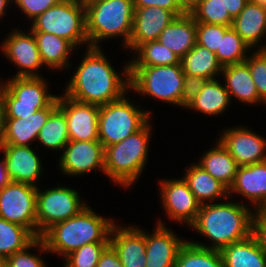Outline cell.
<instances>
[{"mask_svg": "<svg viewBox=\"0 0 266 267\" xmlns=\"http://www.w3.org/2000/svg\"><path fill=\"white\" fill-rule=\"evenodd\" d=\"M83 60L70 79L64 94L76 101L105 105L127 94L130 88L129 62L118 74L101 47H88ZM123 78V79H122Z\"/></svg>", "mask_w": 266, "mask_h": 267, "instance_id": "cell-1", "label": "cell"}, {"mask_svg": "<svg viewBox=\"0 0 266 267\" xmlns=\"http://www.w3.org/2000/svg\"><path fill=\"white\" fill-rule=\"evenodd\" d=\"M254 214L240 202L205 203L200 206L196 220L190 227L207 237L212 244L191 243L221 251L232 243L243 241L252 235Z\"/></svg>", "mask_w": 266, "mask_h": 267, "instance_id": "cell-2", "label": "cell"}, {"mask_svg": "<svg viewBox=\"0 0 266 267\" xmlns=\"http://www.w3.org/2000/svg\"><path fill=\"white\" fill-rule=\"evenodd\" d=\"M115 224L113 219L97 215L86 206L77 215L52 225L40 238L48 253L64 255L65 258L88 243H110V233Z\"/></svg>", "mask_w": 266, "mask_h": 267, "instance_id": "cell-3", "label": "cell"}, {"mask_svg": "<svg viewBox=\"0 0 266 267\" xmlns=\"http://www.w3.org/2000/svg\"><path fill=\"white\" fill-rule=\"evenodd\" d=\"M151 128L149 120L121 142L105 147V175L114 183L129 188L138 180L147 163Z\"/></svg>", "mask_w": 266, "mask_h": 267, "instance_id": "cell-4", "label": "cell"}, {"mask_svg": "<svg viewBox=\"0 0 266 267\" xmlns=\"http://www.w3.org/2000/svg\"><path fill=\"white\" fill-rule=\"evenodd\" d=\"M89 47H100L101 40L123 37L129 43L135 13L133 0H84Z\"/></svg>", "mask_w": 266, "mask_h": 267, "instance_id": "cell-5", "label": "cell"}, {"mask_svg": "<svg viewBox=\"0 0 266 267\" xmlns=\"http://www.w3.org/2000/svg\"><path fill=\"white\" fill-rule=\"evenodd\" d=\"M184 76L181 63L162 66H129V89L164 103L181 106Z\"/></svg>", "mask_w": 266, "mask_h": 267, "instance_id": "cell-6", "label": "cell"}, {"mask_svg": "<svg viewBox=\"0 0 266 267\" xmlns=\"http://www.w3.org/2000/svg\"><path fill=\"white\" fill-rule=\"evenodd\" d=\"M32 32H46L65 38L75 47L87 43L84 0H61L32 20Z\"/></svg>", "mask_w": 266, "mask_h": 267, "instance_id": "cell-7", "label": "cell"}, {"mask_svg": "<svg viewBox=\"0 0 266 267\" xmlns=\"http://www.w3.org/2000/svg\"><path fill=\"white\" fill-rule=\"evenodd\" d=\"M9 80L0 83L4 118L18 119L32 115L47 108L57 98V95L49 94L43 77L14 76Z\"/></svg>", "mask_w": 266, "mask_h": 267, "instance_id": "cell-8", "label": "cell"}, {"mask_svg": "<svg viewBox=\"0 0 266 267\" xmlns=\"http://www.w3.org/2000/svg\"><path fill=\"white\" fill-rule=\"evenodd\" d=\"M125 95L99 106V141L104 148L121 142L150 120V111L140 110Z\"/></svg>", "mask_w": 266, "mask_h": 267, "instance_id": "cell-9", "label": "cell"}, {"mask_svg": "<svg viewBox=\"0 0 266 267\" xmlns=\"http://www.w3.org/2000/svg\"><path fill=\"white\" fill-rule=\"evenodd\" d=\"M87 206L83 203L78 192L67 186L40 191L37 189L36 196V221L37 238L52 225L65 221L77 215Z\"/></svg>", "mask_w": 266, "mask_h": 267, "instance_id": "cell-10", "label": "cell"}, {"mask_svg": "<svg viewBox=\"0 0 266 267\" xmlns=\"http://www.w3.org/2000/svg\"><path fill=\"white\" fill-rule=\"evenodd\" d=\"M37 189L36 186L15 181L0 188V218L26 227L36 237Z\"/></svg>", "mask_w": 266, "mask_h": 267, "instance_id": "cell-11", "label": "cell"}, {"mask_svg": "<svg viewBox=\"0 0 266 267\" xmlns=\"http://www.w3.org/2000/svg\"><path fill=\"white\" fill-rule=\"evenodd\" d=\"M29 32V34H26L16 28L10 32L7 39L0 46L3 55L21 69H19L15 77H42L35 72L43 66V62L36 38L31 30Z\"/></svg>", "mask_w": 266, "mask_h": 267, "instance_id": "cell-12", "label": "cell"}, {"mask_svg": "<svg viewBox=\"0 0 266 267\" xmlns=\"http://www.w3.org/2000/svg\"><path fill=\"white\" fill-rule=\"evenodd\" d=\"M62 96H58V107L65 114L69 140H99V106Z\"/></svg>", "mask_w": 266, "mask_h": 267, "instance_id": "cell-13", "label": "cell"}, {"mask_svg": "<svg viewBox=\"0 0 266 267\" xmlns=\"http://www.w3.org/2000/svg\"><path fill=\"white\" fill-rule=\"evenodd\" d=\"M105 148L99 140L72 141L63 149L59 168L68 176H76L99 169L104 170Z\"/></svg>", "mask_w": 266, "mask_h": 267, "instance_id": "cell-14", "label": "cell"}, {"mask_svg": "<svg viewBox=\"0 0 266 267\" xmlns=\"http://www.w3.org/2000/svg\"><path fill=\"white\" fill-rule=\"evenodd\" d=\"M161 201L168 217L190 226L200 210L201 204L192 194L184 179L160 181Z\"/></svg>", "mask_w": 266, "mask_h": 267, "instance_id": "cell-15", "label": "cell"}, {"mask_svg": "<svg viewBox=\"0 0 266 267\" xmlns=\"http://www.w3.org/2000/svg\"><path fill=\"white\" fill-rule=\"evenodd\" d=\"M219 139L239 166L266 161L265 138L246 127L229 128Z\"/></svg>", "mask_w": 266, "mask_h": 267, "instance_id": "cell-16", "label": "cell"}, {"mask_svg": "<svg viewBox=\"0 0 266 267\" xmlns=\"http://www.w3.org/2000/svg\"><path fill=\"white\" fill-rule=\"evenodd\" d=\"M134 8L132 32L125 47L133 51L143 43L157 41L161 32L177 17L172 11L158 6Z\"/></svg>", "mask_w": 266, "mask_h": 267, "instance_id": "cell-17", "label": "cell"}, {"mask_svg": "<svg viewBox=\"0 0 266 267\" xmlns=\"http://www.w3.org/2000/svg\"><path fill=\"white\" fill-rule=\"evenodd\" d=\"M58 107L57 98L44 109L24 118H4L3 134L0 145L30 146L37 140L40 129L45 125L49 115Z\"/></svg>", "mask_w": 266, "mask_h": 267, "instance_id": "cell-18", "label": "cell"}, {"mask_svg": "<svg viewBox=\"0 0 266 267\" xmlns=\"http://www.w3.org/2000/svg\"><path fill=\"white\" fill-rule=\"evenodd\" d=\"M0 151L4 153L5 167L11 181L37 187L42 164L31 146L0 145Z\"/></svg>", "mask_w": 266, "mask_h": 267, "instance_id": "cell-19", "label": "cell"}, {"mask_svg": "<svg viewBox=\"0 0 266 267\" xmlns=\"http://www.w3.org/2000/svg\"><path fill=\"white\" fill-rule=\"evenodd\" d=\"M110 246L117 253L123 267H146V237L136 227L114 225L110 233Z\"/></svg>", "mask_w": 266, "mask_h": 267, "instance_id": "cell-20", "label": "cell"}, {"mask_svg": "<svg viewBox=\"0 0 266 267\" xmlns=\"http://www.w3.org/2000/svg\"><path fill=\"white\" fill-rule=\"evenodd\" d=\"M153 233H146V267H175L180 247L185 243L161 221Z\"/></svg>", "mask_w": 266, "mask_h": 267, "instance_id": "cell-21", "label": "cell"}, {"mask_svg": "<svg viewBox=\"0 0 266 267\" xmlns=\"http://www.w3.org/2000/svg\"><path fill=\"white\" fill-rule=\"evenodd\" d=\"M232 192L247 198L256 207L254 212L258 210L266 202V161L239 166L229 197Z\"/></svg>", "mask_w": 266, "mask_h": 267, "instance_id": "cell-22", "label": "cell"}, {"mask_svg": "<svg viewBox=\"0 0 266 267\" xmlns=\"http://www.w3.org/2000/svg\"><path fill=\"white\" fill-rule=\"evenodd\" d=\"M158 41L181 59L197 43L196 21L190 13L177 16L161 32Z\"/></svg>", "mask_w": 266, "mask_h": 267, "instance_id": "cell-23", "label": "cell"}, {"mask_svg": "<svg viewBox=\"0 0 266 267\" xmlns=\"http://www.w3.org/2000/svg\"><path fill=\"white\" fill-rule=\"evenodd\" d=\"M231 27L250 48L255 47L259 40L266 36V8L249 0L239 15L233 19Z\"/></svg>", "mask_w": 266, "mask_h": 267, "instance_id": "cell-24", "label": "cell"}, {"mask_svg": "<svg viewBox=\"0 0 266 267\" xmlns=\"http://www.w3.org/2000/svg\"><path fill=\"white\" fill-rule=\"evenodd\" d=\"M221 73L226 79L224 85L231 99L234 96L243 103L265 104L257 93L249 66L245 62L223 66Z\"/></svg>", "mask_w": 266, "mask_h": 267, "instance_id": "cell-25", "label": "cell"}, {"mask_svg": "<svg viewBox=\"0 0 266 267\" xmlns=\"http://www.w3.org/2000/svg\"><path fill=\"white\" fill-rule=\"evenodd\" d=\"M186 170L183 179L201 205L208 200L215 201L229 197L228 188L199 164H193Z\"/></svg>", "mask_w": 266, "mask_h": 267, "instance_id": "cell-26", "label": "cell"}, {"mask_svg": "<svg viewBox=\"0 0 266 267\" xmlns=\"http://www.w3.org/2000/svg\"><path fill=\"white\" fill-rule=\"evenodd\" d=\"M220 252L223 267H266V255L252 235L224 247Z\"/></svg>", "mask_w": 266, "mask_h": 267, "instance_id": "cell-27", "label": "cell"}, {"mask_svg": "<svg viewBox=\"0 0 266 267\" xmlns=\"http://www.w3.org/2000/svg\"><path fill=\"white\" fill-rule=\"evenodd\" d=\"M43 65L51 69L71 67L68 64L70 52L76 48L65 38L46 32H33ZM68 59V60H67Z\"/></svg>", "mask_w": 266, "mask_h": 267, "instance_id": "cell-28", "label": "cell"}, {"mask_svg": "<svg viewBox=\"0 0 266 267\" xmlns=\"http://www.w3.org/2000/svg\"><path fill=\"white\" fill-rule=\"evenodd\" d=\"M215 146L205 152L198 164L229 189L239 165L220 141H217Z\"/></svg>", "mask_w": 266, "mask_h": 267, "instance_id": "cell-29", "label": "cell"}, {"mask_svg": "<svg viewBox=\"0 0 266 267\" xmlns=\"http://www.w3.org/2000/svg\"><path fill=\"white\" fill-rule=\"evenodd\" d=\"M180 63L184 74L207 80L216 79V75L222 71L216 54L198 43L180 59Z\"/></svg>", "mask_w": 266, "mask_h": 267, "instance_id": "cell-30", "label": "cell"}, {"mask_svg": "<svg viewBox=\"0 0 266 267\" xmlns=\"http://www.w3.org/2000/svg\"><path fill=\"white\" fill-rule=\"evenodd\" d=\"M231 98L225 85L218 80H207L195 99L186 107L206 115H220L231 104Z\"/></svg>", "mask_w": 266, "mask_h": 267, "instance_id": "cell-31", "label": "cell"}, {"mask_svg": "<svg viewBox=\"0 0 266 267\" xmlns=\"http://www.w3.org/2000/svg\"><path fill=\"white\" fill-rule=\"evenodd\" d=\"M37 237L26 227L0 218V256L8 258L30 246Z\"/></svg>", "mask_w": 266, "mask_h": 267, "instance_id": "cell-32", "label": "cell"}, {"mask_svg": "<svg viewBox=\"0 0 266 267\" xmlns=\"http://www.w3.org/2000/svg\"><path fill=\"white\" fill-rule=\"evenodd\" d=\"M175 267H223V258L218 250L203 248L185 240L178 251Z\"/></svg>", "mask_w": 266, "mask_h": 267, "instance_id": "cell-33", "label": "cell"}, {"mask_svg": "<svg viewBox=\"0 0 266 267\" xmlns=\"http://www.w3.org/2000/svg\"><path fill=\"white\" fill-rule=\"evenodd\" d=\"M37 140L48 149L62 151L67 145L69 134L64 112L57 107L40 129ZM62 149V150H61Z\"/></svg>", "mask_w": 266, "mask_h": 267, "instance_id": "cell-34", "label": "cell"}, {"mask_svg": "<svg viewBox=\"0 0 266 267\" xmlns=\"http://www.w3.org/2000/svg\"><path fill=\"white\" fill-rule=\"evenodd\" d=\"M135 52L136 60L129 61V66H162L180 64V58L158 40L141 44Z\"/></svg>", "mask_w": 266, "mask_h": 267, "instance_id": "cell-35", "label": "cell"}, {"mask_svg": "<svg viewBox=\"0 0 266 267\" xmlns=\"http://www.w3.org/2000/svg\"><path fill=\"white\" fill-rule=\"evenodd\" d=\"M250 46L230 27L221 37L220 48L216 52L218 62L223 66L243 63Z\"/></svg>", "mask_w": 266, "mask_h": 267, "instance_id": "cell-36", "label": "cell"}, {"mask_svg": "<svg viewBox=\"0 0 266 267\" xmlns=\"http://www.w3.org/2000/svg\"><path fill=\"white\" fill-rule=\"evenodd\" d=\"M190 14L196 22L231 27L233 18L230 16L223 0H200Z\"/></svg>", "mask_w": 266, "mask_h": 267, "instance_id": "cell-37", "label": "cell"}, {"mask_svg": "<svg viewBox=\"0 0 266 267\" xmlns=\"http://www.w3.org/2000/svg\"><path fill=\"white\" fill-rule=\"evenodd\" d=\"M110 243H88L71 252L65 259V267H97L104 250Z\"/></svg>", "mask_w": 266, "mask_h": 267, "instance_id": "cell-38", "label": "cell"}, {"mask_svg": "<svg viewBox=\"0 0 266 267\" xmlns=\"http://www.w3.org/2000/svg\"><path fill=\"white\" fill-rule=\"evenodd\" d=\"M244 62L249 66L259 97L266 104V50L257 49Z\"/></svg>", "mask_w": 266, "mask_h": 267, "instance_id": "cell-39", "label": "cell"}, {"mask_svg": "<svg viewBox=\"0 0 266 267\" xmlns=\"http://www.w3.org/2000/svg\"><path fill=\"white\" fill-rule=\"evenodd\" d=\"M33 247L41 253L48 252L45 243L39 237L37 238L30 246L25 248L22 251L15 252L13 255H10L6 259V266L7 267H46L43 259L36 256V254L29 253V249ZM39 248V249H38Z\"/></svg>", "mask_w": 266, "mask_h": 267, "instance_id": "cell-40", "label": "cell"}, {"mask_svg": "<svg viewBox=\"0 0 266 267\" xmlns=\"http://www.w3.org/2000/svg\"><path fill=\"white\" fill-rule=\"evenodd\" d=\"M229 26L196 22L197 43L215 53L220 48L221 37Z\"/></svg>", "mask_w": 266, "mask_h": 267, "instance_id": "cell-41", "label": "cell"}, {"mask_svg": "<svg viewBox=\"0 0 266 267\" xmlns=\"http://www.w3.org/2000/svg\"><path fill=\"white\" fill-rule=\"evenodd\" d=\"M20 11L30 20L44 13L48 8L55 6L61 0H12Z\"/></svg>", "mask_w": 266, "mask_h": 267, "instance_id": "cell-42", "label": "cell"}, {"mask_svg": "<svg viewBox=\"0 0 266 267\" xmlns=\"http://www.w3.org/2000/svg\"><path fill=\"white\" fill-rule=\"evenodd\" d=\"M207 79L185 74L183 82V91L181 97V106L186 108L202 90Z\"/></svg>", "mask_w": 266, "mask_h": 267, "instance_id": "cell-43", "label": "cell"}, {"mask_svg": "<svg viewBox=\"0 0 266 267\" xmlns=\"http://www.w3.org/2000/svg\"><path fill=\"white\" fill-rule=\"evenodd\" d=\"M134 7H160L172 11L176 16L185 12L177 5L175 0H133Z\"/></svg>", "mask_w": 266, "mask_h": 267, "instance_id": "cell-44", "label": "cell"}, {"mask_svg": "<svg viewBox=\"0 0 266 267\" xmlns=\"http://www.w3.org/2000/svg\"><path fill=\"white\" fill-rule=\"evenodd\" d=\"M252 236L266 255V221L256 211L252 223Z\"/></svg>", "mask_w": 266, "mask_h": 267, "instance_id": "cell-45", "label": "cell"}, {"mask_svg": "<svg viewBox=\"0 0 266 267\" xmlns=\"http://www.w3.org/2000/svg\"><path fill=\"white\" fill-rule=\"evenodd\" d=\"M97 267H123L115 250L109 245L97 263Z\"/></svg>", "mask_w": 266, "mask_h": 267, "instance_id": "cell-46", "label": "cell"}, {"mask_svg": "<svg viewBox=\"0 0 266 267\" xmlns=\"http://www.w3.org/2000/svg\"><path fill=\"white\" fill-rule=\"evenodd\" d=\"M249 0H223L225 9L228 10L230 16L234 19L244 9Z\"/></svg>", "mask_w": 266, "mask_h": 267, "instance_id": "cell-47", "label": "cell"}, {"mask_svg": "<svg viewBox=\"0 0 266 267\" xmlns=\"http://www.w3.org/2000/svg\"><path fill=\"white\" fill-rule=\"evenodd\" d=\"M175 2L185 13H190L200 0H175Z\"/></svg>", "mask_w": 266, "mask_h": 267, "instance_id": "cell-48", "label": "cell"}, {"mask_svg": "<svg viewBox=\"0 0 266 267\" xmlns=\"http://www.w3.org/2000/svg\"><path fill=\"white\" fill-rule=\"evenodd\" d=\"M4 159L3 156V160L0 161V188L4 187L11 181L6 171Z\"/></svg>", "mask_w": 266, "mask_h": 267, "instance_id": "cell-49", "label": "cell"}, {"mask_svg": "<svg viewBox=\"0 0 266 267\" xmlns=\"http://www.w3.org/2000/svg\"><path fill=\"white\" fill-rule=\"evenodd\" d=\"M3 125H4V102L0 92V141L3 134Z\"/></svg>", "mask_w": 266, "mask_h": 267, "instance_id": "cell-50", "label": "cell"}, {"mask_svg": "<svg viewBox=\"0 0 266 267\" xmlns=\"http://www.w3.org/2000/svg\"><path fill=\"white\" fill-rule=\"evenodd\" d=\"M9 3H13L11 0H0V18L6 13V9Z\"/></svg>", "mask_w": 266, "mask_h": 267, "instance_id": "cell-51", "label": "cell"}, {"mask_svg": "<svg viewBox=\"0 0 266 267\" xmlns=\"http://www.w3.org/2000/svg\"><path fill=\"white\" fill-rule=\"evenodd\" d=\"M256 212L266 221V202Z\"/></svg>", "mask_w": 266, "mask_h": 267, "instance_id": "cell-52", "label": "cell"}, {"mask_svg": "<svg viewBox=\"0 0 266 267\" xmlns=\"http://www.w3.org/2000/svg\"><path fill=\"white\" fill-rule=\"evenodd\" d=\"M250 1L263 5L266 8V0H250Z\"/></svg>", "mask_w": 266, "mask_h": 267, "instance_id": "cell-53", "label": "cell"}, {"mask_svg": "<svg viewBox=\"0 0 266 267\" xmlns=\"http://www.w3.org/2000/svg\"><path fill=\"white\" fill-rule=\"evenodd\" d=\"M0 267H6V258L0 256Z\"/></svg>", "mask_w": 266, "mask_h": 267, "instance_id": "cell-54", "label": "cell"}, {"mask_svg": "<svg viewBox=\"0 0 266 267\" xmlns=\"http://www.w3.org/2000/svg\"><path fill=\"white\" fill-rule=\"evenodd\" d=\"M259 50H266V45H262L261 47H258Z\"/></svg>", "mask_w": 266, "mask_h": 267, "instance_id": "cell-55", "label": "cell"}]
</instances>
